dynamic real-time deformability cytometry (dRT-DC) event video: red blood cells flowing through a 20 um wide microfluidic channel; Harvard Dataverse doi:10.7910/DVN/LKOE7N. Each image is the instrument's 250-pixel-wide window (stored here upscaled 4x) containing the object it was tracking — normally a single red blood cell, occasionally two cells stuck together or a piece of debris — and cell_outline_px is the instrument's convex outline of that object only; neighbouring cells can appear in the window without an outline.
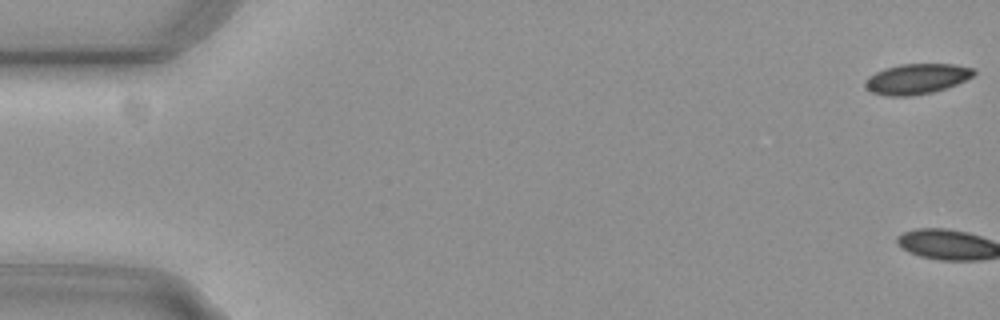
{"species": "common noctule bat (a hibernating species)", "species_latin": "Nyctalus noctula", "temperature_condition": "cold", "stored_images_in_passage": 3, "camera_frame_rate_fps": 3000, "um_per_image_px": 0.085, "animal": {"sex": "female", "body_mass_g": 29.2, "forearm_length_mm": 56.3}, "frame": {"image": 1, "passage_image": 1, "time_ms": 0.0, "image_size_px": [1000, 320], "cell_outline_px": [[976, 72], [972, 76], [956, 84], [932, 92], [908, 96], [888, 96], [872, 92], [864, 84], [864, 80], [868, 76], [884, 68], [900, 64], [956, 64], [976, 68]], "centroid_in_image_um": [77.92, 6.69], "position_along_channel_um": 7.1, "area_um2": 19.13}}